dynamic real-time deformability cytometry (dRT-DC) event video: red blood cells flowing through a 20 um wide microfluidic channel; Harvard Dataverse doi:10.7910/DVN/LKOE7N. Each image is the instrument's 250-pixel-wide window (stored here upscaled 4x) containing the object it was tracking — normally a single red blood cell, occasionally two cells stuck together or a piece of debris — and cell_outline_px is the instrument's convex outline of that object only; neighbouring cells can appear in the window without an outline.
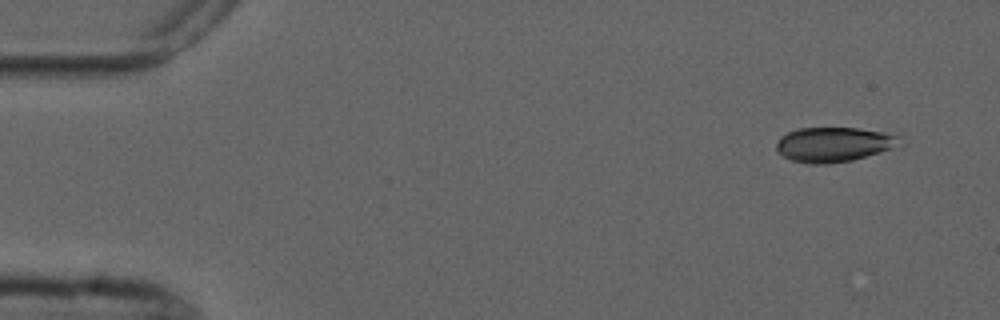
{"species": "common noctule bat (a hibernating species)", "species_latin": "Nyctalus noctula", "temperature_condition": "cold", "stored_images_in_passage": 6, "camera_frame_rate_fps": 3000, "um_per_image_px": 0.085, "animal": {"sex": "male", "forearm_length_mm": 52.5}, "frame": {"image": 1, "passage_image": 1, "time_ms": 0.0, "image_size_px": [1000, 320], "cell_outline_px": [[896, 136], [892, 148], [880, 152], [852, 160], [828, 164], [812, 164], [792, 160], [776, 152], [776, 144], [780, 136], [796, 128], [860, 128], [884, 132]], "centroid_in_image_um": [70.74, 12.28], "position_along_channel_um": 14.3, "area_um2": 24.51}}
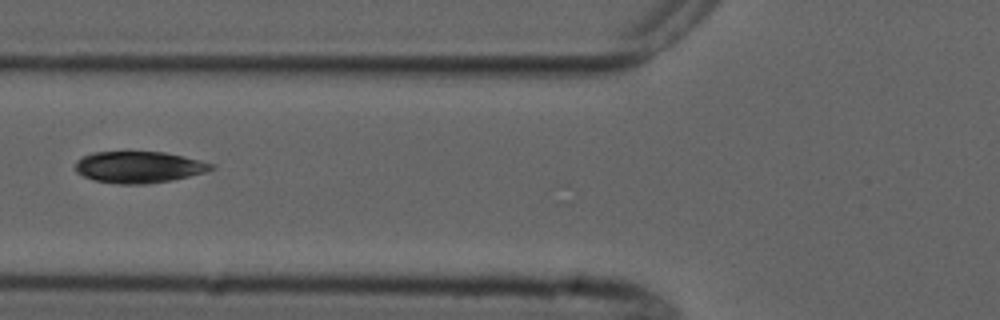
{"frame": {"image": 2, "passage_image": 5, "time_ms": 5.667, "image_size_px": [1000, 320], "cell_outline_px": [[216, 168], [204, 172], [172, 180], [144, 184], [116, 184], [96, 180], [84, 176], [76, 172], [76, 160], [92, 152], [164, 152], [184, 156], [216, 164]], "centroid_in_image_um": [11.83, 14.2], "position_along_channel_um": 114.0, "area_um2": 24.91}}
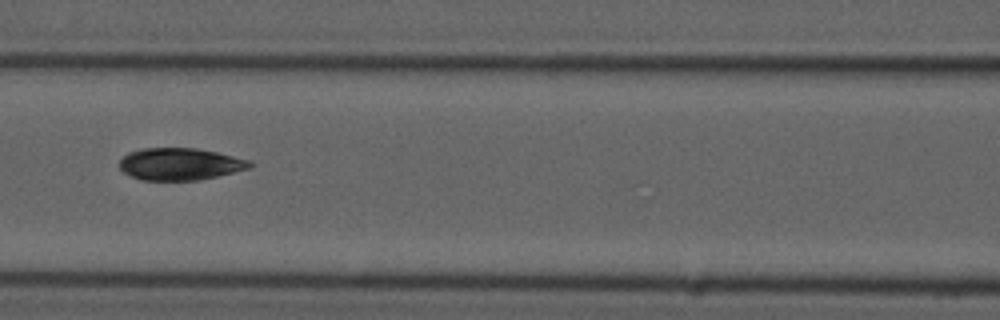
{"frame": {"image": 3, "passage_image": 6, "time_ms": 6.667, "image_size_px": [1000, 320], "cell_outline_px": [[256, 164], [252, 168], [200, 180], [140, 180], [124, 172], [120, 168], [120, 160], [128, 152], [144, 148], [196, 148], [216, 152], [248, 160]], "centroid_in_image_um": [15.33, 13.95], "position_along_channel_um": 151.3, "area_um2": 24.39}}